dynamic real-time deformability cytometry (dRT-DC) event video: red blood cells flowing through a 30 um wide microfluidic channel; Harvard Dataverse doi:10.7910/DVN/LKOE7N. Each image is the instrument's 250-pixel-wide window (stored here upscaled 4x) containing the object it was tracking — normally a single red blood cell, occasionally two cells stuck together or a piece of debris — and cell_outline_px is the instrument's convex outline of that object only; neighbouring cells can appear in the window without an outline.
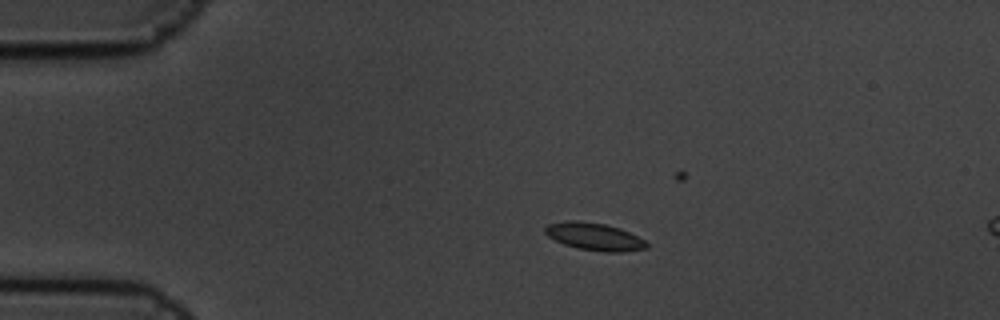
{"species": "common noctule bat (a hibernating species)", "species_latin": "Nyctalus noctula", "temperature_condition": "cold", "stored_images_in_passage": 5, "camera_frame_rate_fps": 3000, "um_per_image_px": 0.085, "animal": {"sex": "male", "body_mass_g": 19.5, "forearm_length_mm": 54.6}, "frame": {"image": 1, "passage_image": 3, "time_ms": 0.667, "image_size_px": [1000, 320], "cell_outline_px": [[648, 248], [620, 252], [604, 252], [576, 248], [564, 244], [548, 236], [544, 232], [544, 228], [548, 224], [568, 220], [576, 220], [604, 224], [620, 228], [644, 240], [648, 244]], "centroid_in_image_um": [50.5, 20.11], "position_along_channel_um": 34.5, "area_um2": 16.18}}